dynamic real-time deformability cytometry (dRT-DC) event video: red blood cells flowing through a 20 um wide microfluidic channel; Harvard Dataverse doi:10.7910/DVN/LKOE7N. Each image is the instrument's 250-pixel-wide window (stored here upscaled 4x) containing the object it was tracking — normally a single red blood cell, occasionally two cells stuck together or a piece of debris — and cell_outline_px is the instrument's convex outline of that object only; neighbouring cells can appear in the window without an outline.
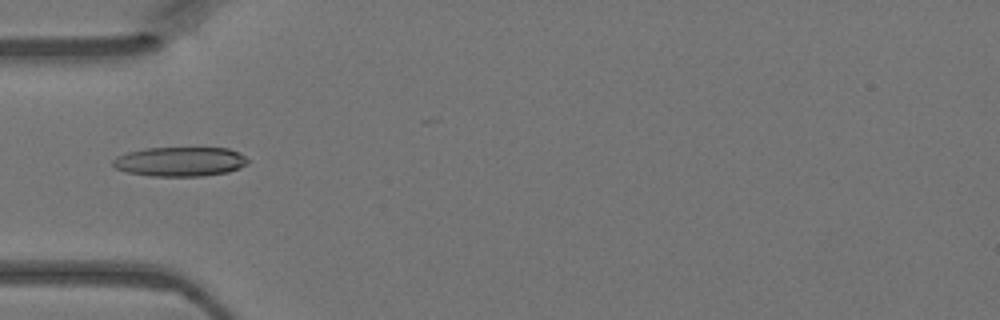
{"species": "Egyptian fruit bat (a non-hibernating species)", "species_latin": "Rousettus aegyptiacus", "temperature_condition": "warm", "stored_images_in_passage": 38, "camera_frame_rate_fps": 3000, "um_per_image_px": 0.085, "animal": {"sex": "female"}, "frame": {"image": 1, "passage_image": 14, "time_ms": 4.333, "image_size_px": [1000, 320], "cell_outline_px": [[248, 164], [240, 168], [228, 172], [200, 176], [148, 176], [124, 172], [116, 168], [112, 164], [112, 160], [116, 156], [128, 152], [144, 148], [228, 148], [244, 156], [248, 160]], "centroid_in_image_um": [15.26, 13.74], "position_along_channel_um": 69.7, "area_um2": 23.24}}
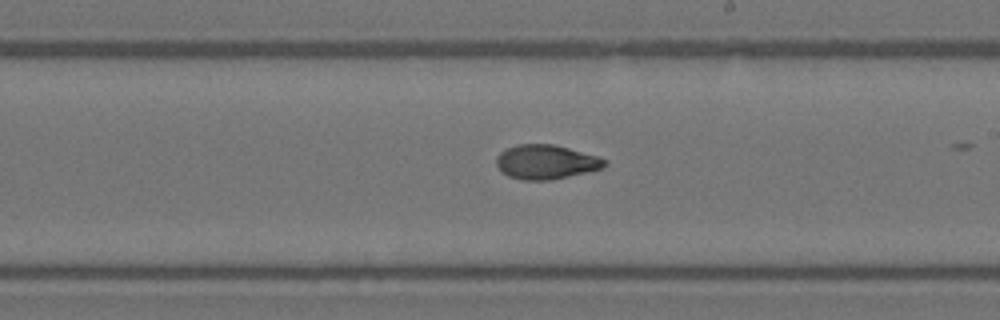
{"frame": {"image": 2, "passage_image": 26, "time_ms": 8.333, "image_size_px": [1000, 320], "cell_outline_px": [[608, 164], [604, 168], [552, 180], [520, 180], [508, 176], [496, 164], [496, 156], [500, 152], [516, 144], [552, 144], [600, 156], [608, 160]], "centroid_in_image_um": [46.45, 13.77], "position_along_channel_um": 242.5, "area_um2": 21.79}}
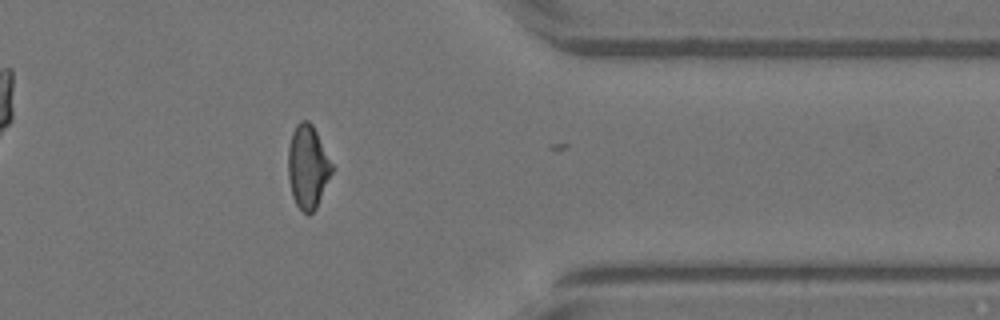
{"frame": {"image": 3, "passage_image": 37, "time_ms": 12.0, "image_size_px": [1000, 320], "cell_outline_px": [[332, 172], [316, 208], [308, 216], [296, 204], [292, 196], [288, 176], [288, 148], [292, 132], [296, 124], [300, 120], [308, 120], [312, 124], [332, 164]], "centroid_in_image_um": [26.13, 14.17], "position_along_channel_um": 385.3, "area_um2": 21.04}}